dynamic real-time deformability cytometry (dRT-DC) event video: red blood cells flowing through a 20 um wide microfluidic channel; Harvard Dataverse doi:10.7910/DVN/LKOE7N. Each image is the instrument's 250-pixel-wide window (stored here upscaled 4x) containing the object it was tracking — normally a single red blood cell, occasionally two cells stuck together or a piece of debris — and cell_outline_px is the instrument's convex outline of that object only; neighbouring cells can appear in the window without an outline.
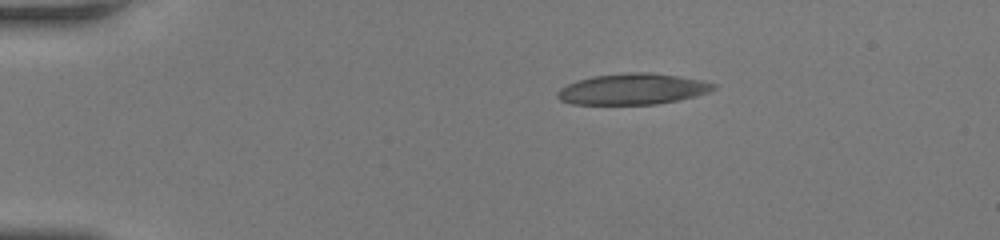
{"species": "human", "species_latin": "Homo sapiens", "temperature_condition": "room temperature", "stored_images_in_passage": 41, "camera_frame_rate_fps": 3000, "um_per_image_px": 0.085, "donor": {"sex": "female"}, "frame": {"image": 1, "passage_image": 1, "time_ms": 0.0, "image_size_px": [1000, 240], "cell_outline_px": [[716, 88], [708, 92], [696, 96], [680, 100], [656, 104], [572, 104], [560, 100], [556, 96], [556, 92], [560, 88], [576, 80], [592, 76], [632, 72], [648, 72], [704, 80], [716, 84]], "centroid_in_image_um": [53.77, 7.57], "position_along_channel_um": 31.2, "area_um2": 28.26}}
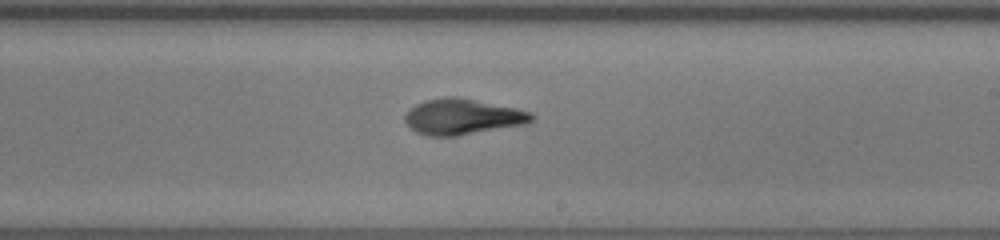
{"frame": {"image": 2, "passage_image": 22, "time_ms": 7.0, "image_size_px": [1000, 240], "cell_outline_px": [[536, 116], [532, 120], [524, 124], [456, 136], [428, 136], [416, 132], [404, 120], [404, 116], [416, 104], [424, 100], [448, 96], [460, 96], [516, 108], [532, 112]], "centroid_in_image_um": [39.32, 9.91], "position_along_channel_um": 249.7, "area_um2": 26.36}}
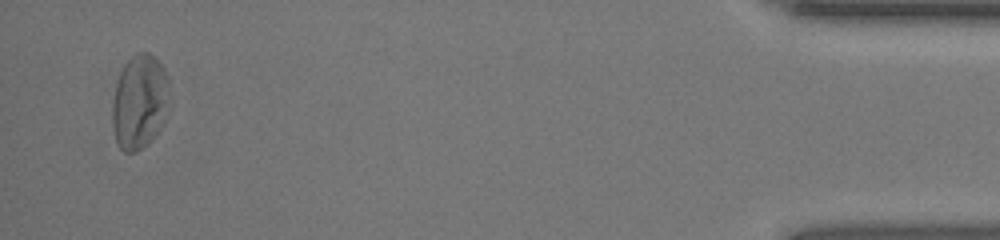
{"frame": {"image": 3, "passage_image": 40, "time_ms": 13.0, "image_size_px": [1000, 240], "cell_outline_px": [[168, 80], [164, 124], [136, 152], [124, 152], [116, 144], [112, 124], [112, 104], [116, 84], [120, 72], [124, 64], [136, 52], [148, 52], [156, 56]], "centroid_in_image_um": [11.81, 8.63], "position_along_channel_um": 423.4, "area_um2": 30.98}, "authors_computed_cell_mechanics": {"area_um2": 27.5706, "velocity_mm_per_s": 4.1635, "shape_relaxation_time_tau1_ms": 6.2115, "shape_relaxation_time_tau2_ms": 1.6564, "deformation_change_tau1": 0.2981, "deformation_change_tau2": 0.0915}}